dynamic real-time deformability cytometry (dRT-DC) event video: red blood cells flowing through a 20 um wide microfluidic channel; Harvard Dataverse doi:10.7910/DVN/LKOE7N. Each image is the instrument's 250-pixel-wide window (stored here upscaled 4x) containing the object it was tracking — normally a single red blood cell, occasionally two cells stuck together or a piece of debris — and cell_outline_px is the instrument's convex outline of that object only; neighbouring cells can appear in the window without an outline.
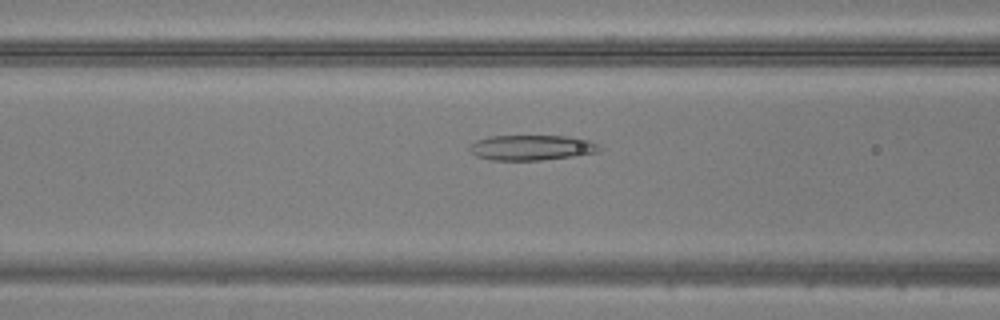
{"species": "common noctule bat (a hibernating species)", "species_latin": "Nyctalus noctula", "temperature_condition": "warm", "stored_images_in_passage": 50, "camera_frame_rate_fps": 3000, "um_per_image_px": 0.085, "animal": {"sex": "male", "body_mass_g": 20.5, "forearm_length_mm": 52.5}, "frame": {"image": 1, "passage_image": 20, "time_ms": 6.333, "image_size_px": [1000, 320], "cell_outline_px": [[604, 148], [600, 152], [576, 156], [540, 160], [488, 160], [476, 156], [468, 148], [468, 144], [476, 140], [488, 136], [568, 136], [588, 140]], "centroid_in_image_um": [45.18, 12.55], "position_along_channel_um": 121.4, "area_um2": 19.36}}
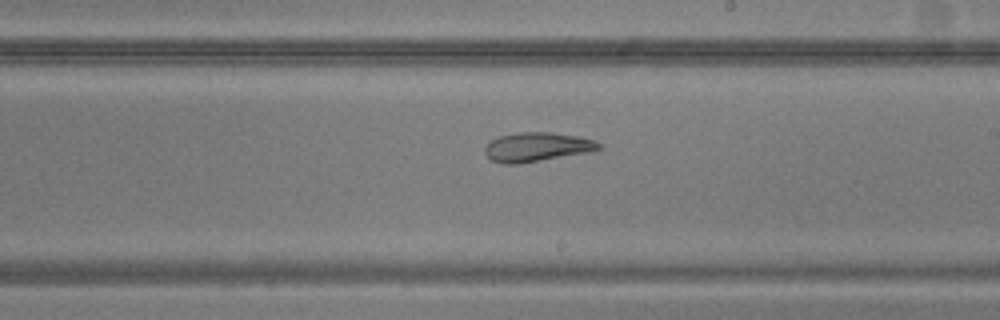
{"frame": {"image": 2, "passage_image": 29, "time_ms": 9.333, "image_size_px": [1000, 320], "cell_outline_px": [[600, 148], [588, 152], [520, 164], [504, 164], [492, 160], [484, 152], [484, 148], [492, 140], [500, 136], [516, 132], [548, 132], [580, 136], [596, 140], [600, 144]], "centroid_in_image_um": [45.64, 12.49], "position_along_channel_um": 243.4, "area_um2": 19.31}}
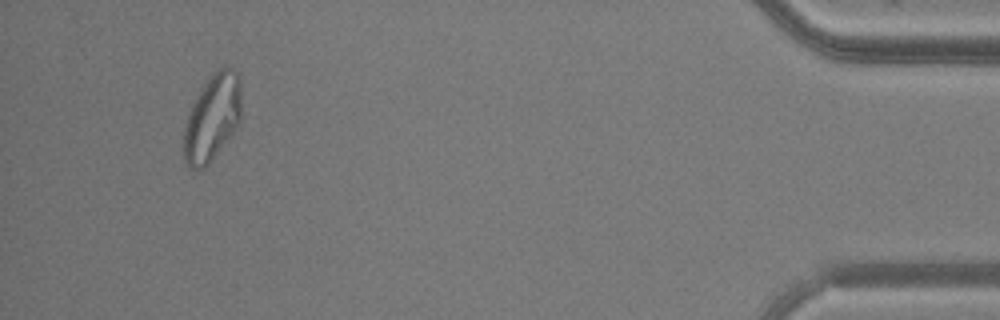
{"frame": {"image": 3, "passage_image": 47, "time_ms": 15.333, "image_size_px": [1000, 320], "cell_outline_px": [[240, 120], [236, 128], [208, 164], [204, 168], [188, 168], [184, 160], [180, 140], [192, 104], [200, 88], [212, 72], [216, 68], [224, 64], [228, 64], [240, 76]], "centroid_in_image_um": [18.0, 9.96], "position_along_channel_um": 417.2, "area_um2": 29.59}}